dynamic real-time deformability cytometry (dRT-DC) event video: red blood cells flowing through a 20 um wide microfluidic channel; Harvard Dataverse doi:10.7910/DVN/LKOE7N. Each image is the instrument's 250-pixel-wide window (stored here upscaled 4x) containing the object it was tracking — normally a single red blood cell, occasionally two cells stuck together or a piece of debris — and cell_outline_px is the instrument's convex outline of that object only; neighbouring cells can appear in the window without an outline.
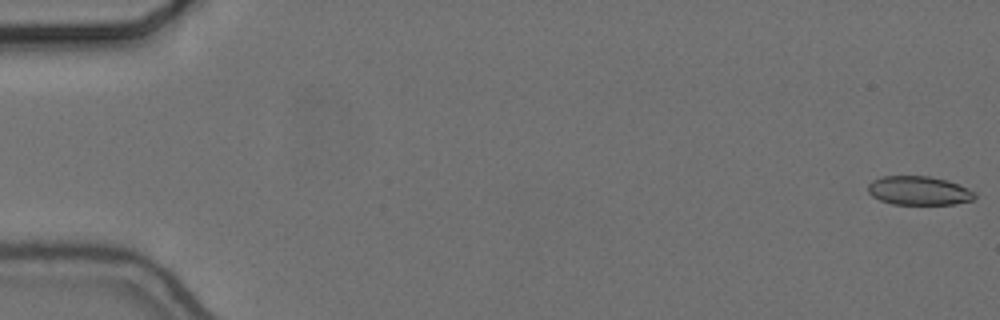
{"species": "common noctule bat (a hibernating species)", "species_latin": "Nyctalus noctula", "temperature_condition": "cold", "stored_images_in_passage": 56, "camera_frame_rate_fps": 3000, "um_per_image_px": 0.085, "animal": {"sex": "female", "body_mass_g": 24.6, "forearm_length_mm": 56.2}, "frame": {"image": 1, "passage_image": 1, "time_ms": 0.0, "image_size_px": [1000, 320], "cell_outline_px": [[976, 196], [972, 200], [956, 204], [892, 204], [880, 200], [872, 196], [868, 192], [868, 184], [872, 180], [880, 176], [928, 176], [948, 180], [968, 188], [976, 192]], "centroid_in_image_um": [78.1, 16.2], "position_along_channel_um": 6.9, "area_um2": 18.09}}
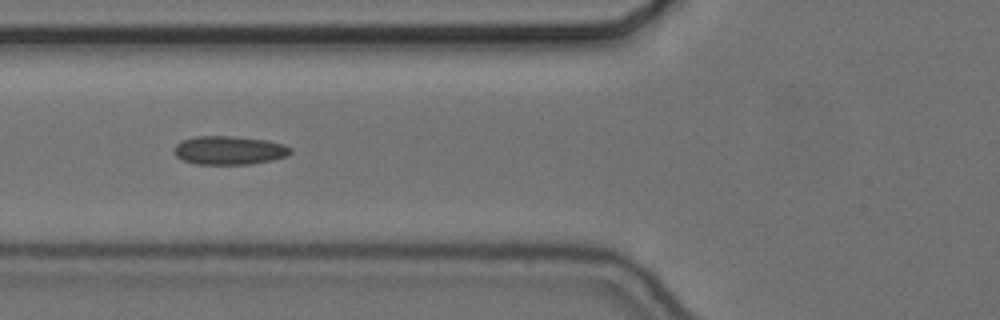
{"frame": {"image": 2, "passage_image": 22, "time_ms": 7.0, "image_size_px": [1000, 320], "cell_outline_px": [[292, 152], [288, 156], [272, 160], [252, 164], [196, 164], [184, 160], [176, 156], [176, 144], [184, 140], [196, 136], [232, 136], [268, 140], [284, 144], [292, 148]], "centroid_in_image_um": [19.55, 12.77], "position_along_channel_um": 106.2, "area_um2": 19.36}}
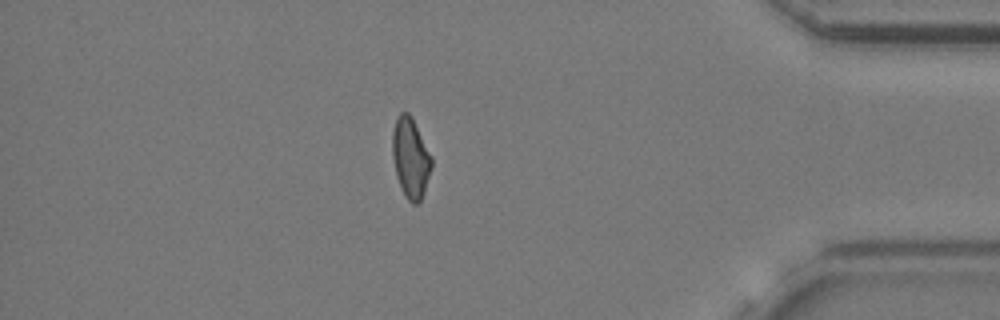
{"frame": {"image": 3, "passage_image": 49, "time_ms": 16.0, "image_size_px": [1000, 320], "cell_outline_px": [[432, 168], [424, 192], [420, 200], [416, 204], [412, 204], [404, 196], [400, 188], [396, 176], [392, 156], [392, 132], [396, 120], [400, 112], [408, 112], [412, 116], [432, 156]], "centroid_in_image_um": [34.9, 13.42], "position_along_channel_um": 400.3, "area_um2": 18.55}, "authors_computed_cell_mechanics": {"area_um2": 18.4671, "velocity_mm_per_s": 3.6724, "shape_relaxation_time_tau1_ms": null, "shape_relaxation_time_tau2_ms": 2.9854, "deformation_change_tau1": null, "deformation_change_tau2": 0.0978}}